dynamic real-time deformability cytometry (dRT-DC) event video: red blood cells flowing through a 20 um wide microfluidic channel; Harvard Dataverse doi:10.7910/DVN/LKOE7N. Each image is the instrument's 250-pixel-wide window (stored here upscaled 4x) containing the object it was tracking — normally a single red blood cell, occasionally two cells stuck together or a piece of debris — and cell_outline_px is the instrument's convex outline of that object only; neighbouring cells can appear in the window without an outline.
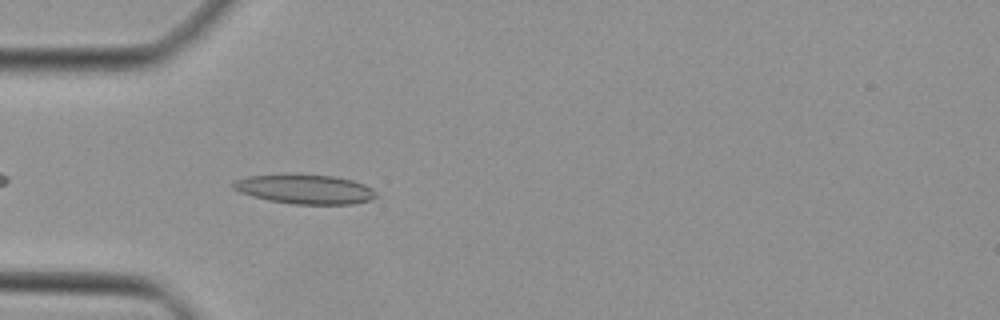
{"species": "Egyptian fruit bat (a non-hibernating species)", "species_latin": "Rousettus aegyptiacus", "temperature_condition": "cold", "stored_images_in_passage": 34, "camera_frame_rate_fps": 3000, "um_per_image_px": 0.085, "animal": {"sex": "female"}, "frame": {"image": 1, "passage_image": 3, "time_ms": 0.667, "image_size_px": [1000, 320], "cell_outline_px": [[380, 196], [372, 200], [352, 204], [292, 204], [268, 200], [252, 196], [240, 192], [232, 188], [232, 184], [236, 180], [248, 176], [288, 172], [332, 176], [352, 180], [364, 184], [372, 188]], "centroid_in_image_um": [25.92, 16.06], "position_along_channel_um": 59.1, "area_um2": 25.14}}
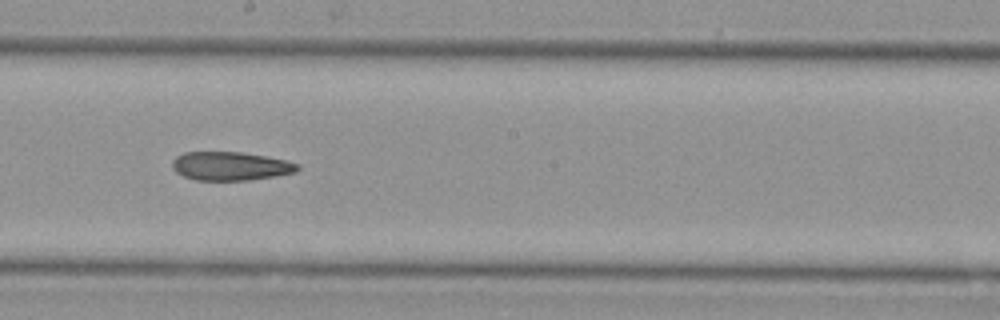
{"frame": {"image": 2, "passage_image": 15, "time_ms": 4.667, "image_size_px": [1000, 320], "cell_outline_px": [[300, 168], [296, 172], [248, 180], [196, 180], [184, 176], [176, 172], [172, 168], [172, 160], [176, 156], [184, 152], [240, 152], [288, 160], [300, 164]], "centroid_in_image_um": [19.59, 14.11], "position_along_channel_um": 228.6, "area_um2": 20.87}}
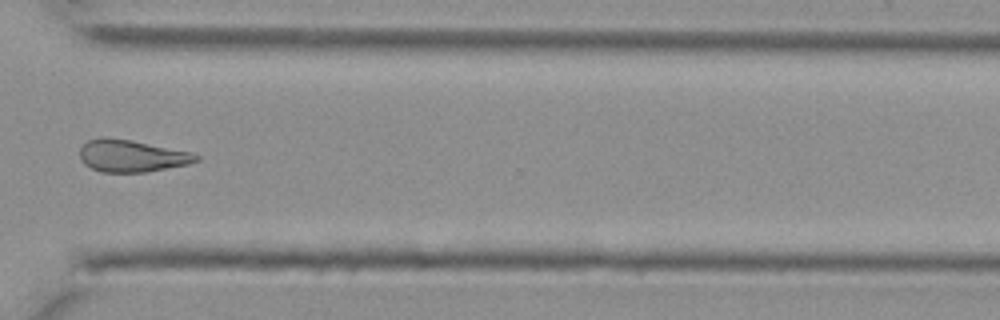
{"frame": {"image": 3, "passage_image": 24, "time_ms": 7.667, "image_size_px": [1000, 320], "cell_outline_px": [[200, 160], [188, 164], [144, 172], [100, 172], [84, 164], [80, 160], [80, 148], [88, 140], [100, 136], [108, 136], [132, 140], [192, 152], [200, 156]], "centroid_in_image_um": [11.17, 13.23], "position_along_channel_um": 359.4, "area_um2": 21.96}}